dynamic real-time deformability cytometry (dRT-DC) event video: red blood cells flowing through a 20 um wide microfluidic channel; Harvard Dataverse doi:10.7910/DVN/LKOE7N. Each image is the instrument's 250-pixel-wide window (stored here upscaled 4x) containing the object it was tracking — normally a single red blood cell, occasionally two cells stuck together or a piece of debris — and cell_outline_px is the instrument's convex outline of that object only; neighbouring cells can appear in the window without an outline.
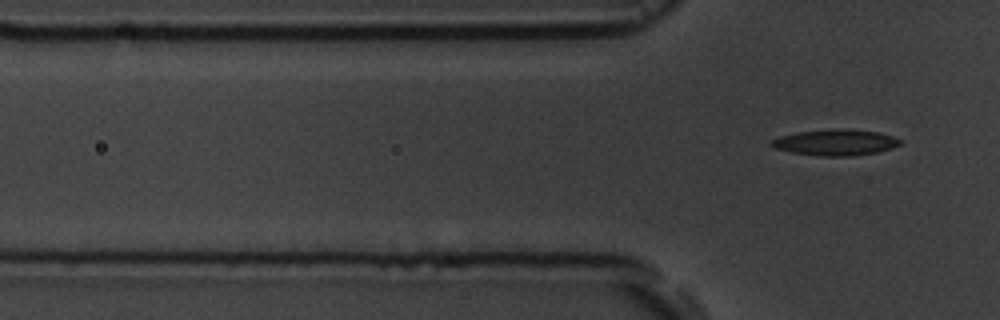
{"species": "common noctule bat (a hibernating species)", "species_latin": "Nyctalus noctula", "temperature_condition": "room temperature", "stored_images_in_passage": 5, "segment_of_instrument_passage": [2, 2], "camera_frame_rate_fps": 3000, "um_per_image_px": 0.085, "animal": {"sex": "male", "body_mass_g": 19.5, "forearm_length_mm": 54.6}, "frame": {"image": 1, "passage_image": 5, "time_ms": 4.667, "image_size_px": [1000, 320], "cell_outline_px": [[904, 140], [900, 144], [892, 148], [880, 152], [852, 156], [820, 156], [792, 152], [776, 148], [768, 144], [772, 140], [780, 136], [796, 132], [836, 128], [840, 128], [880, 132]], "centroid_in_image_um": [71.05, 12.1], "position_along_channel_um": 54.7, "area_um2": 19.71}}